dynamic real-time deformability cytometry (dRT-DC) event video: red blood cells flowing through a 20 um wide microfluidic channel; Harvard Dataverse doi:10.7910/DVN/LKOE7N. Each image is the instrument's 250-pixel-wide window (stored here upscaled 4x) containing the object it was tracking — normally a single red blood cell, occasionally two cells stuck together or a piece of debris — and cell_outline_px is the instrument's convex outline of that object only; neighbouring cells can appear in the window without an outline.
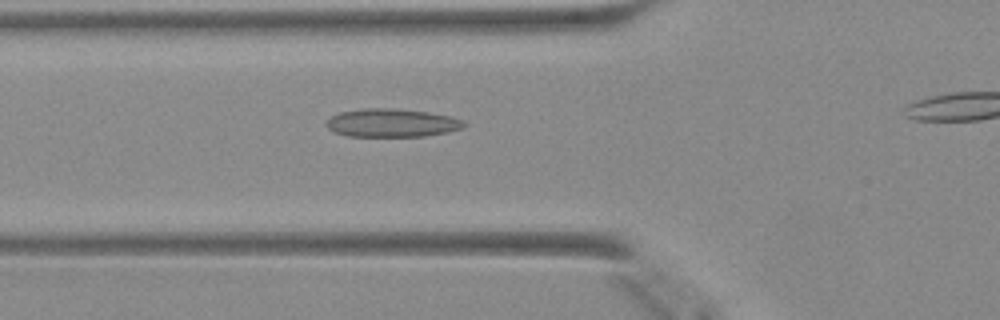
{"species": "Egyptian fruit bat (a non-hibernating species)", "species_latin": "Rousettus aegyptiacus", "temperature_condition": "warm", "stored_images_in_passage": 34, "camera_frame_rate_fps": 3000, "um_per_image_px": 0.085, "animal": {"sex": "female"}, "frame": {"image": 1, "passage_image": 10, "time_ms": 3.0, "image_size_px": [1000, 320], "cell_outline_px": [[468, 124], [464, 128], [448, 132], [424, 136], [348, 136], [336, 132], [328, 128], [324, 124], [332, 116], [340, 112], [364, 108], [392, 108], [428, 112], [452, 116], [464, 120]], "centroid_in_image_um": [33.36, 10.44], "position_along_channel_um": 92.4, "area_um2": 22.77}}
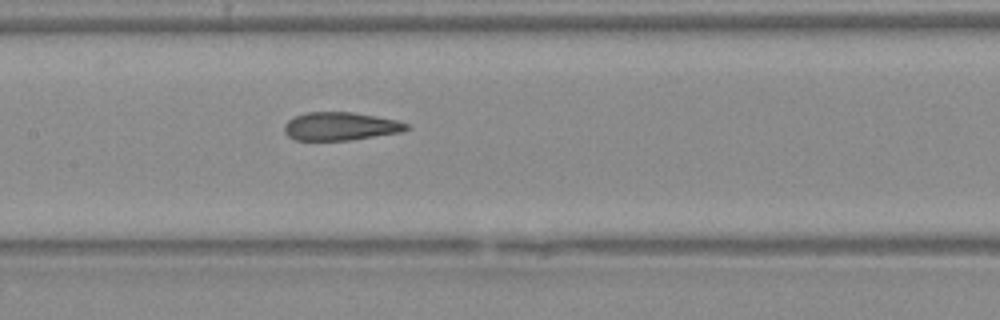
{"frame": {"image": 2, "passage_image": 16, "time_ms": 5.0, "image_size_px": [1000, 320], "cell_outline_px": [[412, 128], [400, 132], [352, 140], [292, 140], [284, 132], [284, 124], [288, 120], [304, 112], [352, 112], [376, 116], [396, 120], [408, 124]], "centroid_in_image_um": [28.92, 10.74], "position_along_channel_um": 178.5, "area_um2": 20.17}}
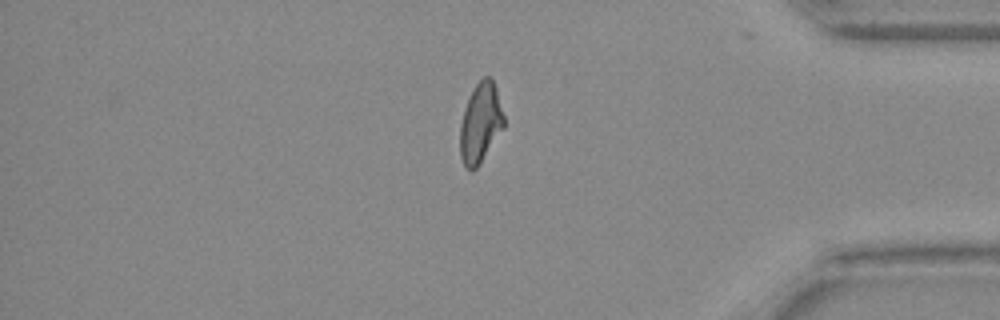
{"frame": {"image": 3, "passage_image": 33, "time_ms": 10.667, "image_size_px": [1000, 320], "cell_outline_px": [[504, 128], [480, 164], [472, 172], [464, 168], [460, 156], [460, 124], [464, 108], [476, 84], [484, 76], [488, 76], [492, 80], [496, 88], [504, 116]], "centroid_in_image_um": [40.83, 10.51], "position_along_channel_um": 394.4, "area_um2": 20.46}}